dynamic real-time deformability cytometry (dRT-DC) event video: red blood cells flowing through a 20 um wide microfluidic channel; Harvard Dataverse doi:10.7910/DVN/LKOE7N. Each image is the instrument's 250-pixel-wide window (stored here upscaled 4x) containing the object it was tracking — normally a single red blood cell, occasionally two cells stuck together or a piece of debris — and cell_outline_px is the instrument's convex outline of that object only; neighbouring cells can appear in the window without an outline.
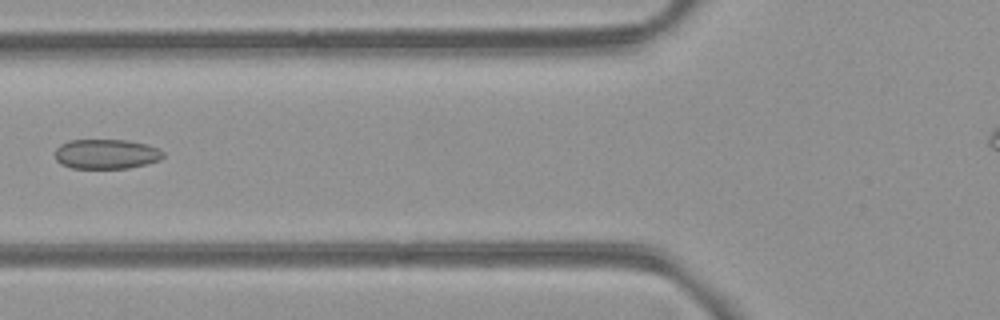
{"species": "common noctule bat (a hibernating species)", "species_latin": "Nyctalus noctula", "temperature_condition": "room temperature", "stored_images_in_passage": 8, "camera_frame_rate_fps": 3000, "um_per_image_px": 0.085, "animal": {"sex": "female", "body_mass_g": 21.9}, "frame": {"image": 1, "passage_image": 5, "time_ms": 4.667, "image_size_px": [1000, 320], "cell_outline_px": [[164, 156], [160, 160], [128, 168], [72, 168], [60, 164], [56, 160], [56, 148], [60, 144], [68, 140], [128, 140], [148, 144], [164, 152]], "centroid_in_image_um": [9.02, 13.08], "position_along_channel_um": 116.8, "area_um2": 18.79}}
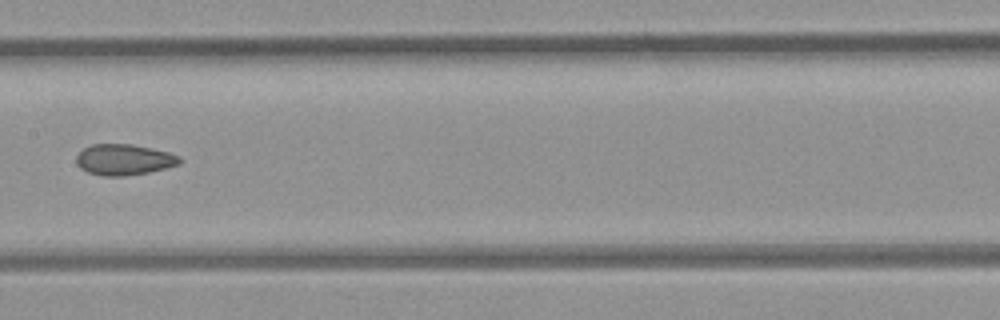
{"frame": {"image": 2, "passage_image": 7, "time_ms": 6.667, "image_size_px": [1000, 320], "cell_outline_px": [[184, 160], [180, 164], [148, 172], [124, 176], [104, 176], [88, 172], [80, 168], [76, 164], [76, 156], [84, 148], [92, 144], [132, 144], [152, 148], [168, 152], [180, 156]], "centroid_in_image_um": [10.55, 13.56], "position_along_channel_um": 196.8, "area_um2": 18.67}}
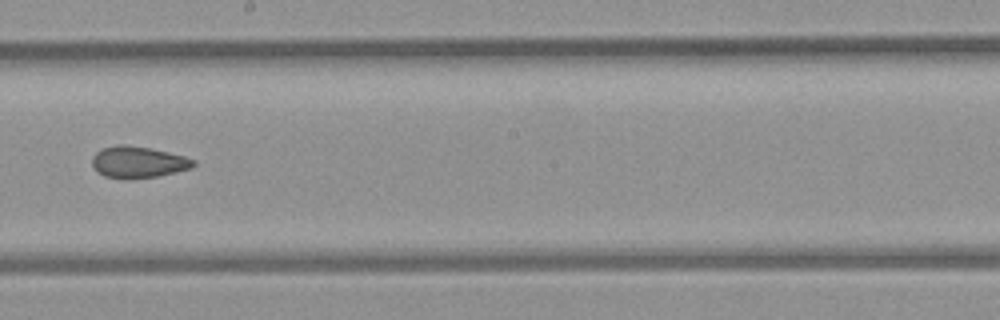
{"frame": {"image": 3, "passage_image": 8, "time_ms": 7.667, "image_size_px": [1000, 320], "cell_outline_px": [[196, 164], [192, 168], [156, 176], [104, 176], [96, 172], [92, 164], [92, 156], [96, 152], [104, 148], [116, 144], [124, 144], [152, 148], [184, 156], [196, 160]], "centroid_in_image_um": [11.75, 13.73], "position_along_channel_um": 236.4, "area_um2": 18.09}}